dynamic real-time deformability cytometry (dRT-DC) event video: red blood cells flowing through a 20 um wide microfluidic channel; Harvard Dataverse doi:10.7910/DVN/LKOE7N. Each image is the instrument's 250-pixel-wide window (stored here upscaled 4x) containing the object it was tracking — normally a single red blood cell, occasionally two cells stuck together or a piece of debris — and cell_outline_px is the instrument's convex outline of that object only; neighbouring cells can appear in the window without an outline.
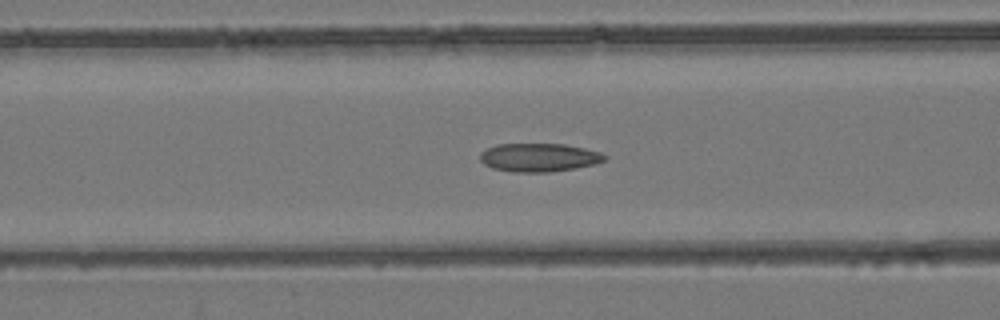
{"species": "common noctule bat (a hibernating species)", "species_latin": "Nyctalus noctula", "temperature_condition": "room temperature", "stored_images_in_passage": 52, "camera_frame_rate_fps": 3000, "um_per_image_px": 0.085, "animal": {"sex": "female", "body_mass_g": 24.6, "forearm_length_mm": 56.2}, "frame": {"image": 1, "passage_image": 21, "time_ms": 6.667, "image_size_px": [1000, 320], "cell_outline_px": [[608, 156], [604, 160], [596, 164], [576, 168], [548, 172], [512, 172], [492, 168], [484, 164], [480, 160], [480, 152], [496, 144], [564, 144], [584, 148], [600, 152]], "centroid_in_image_um": [45.81, 13.39], "position_along_channel_um": 120.8, "area_um2": 20.69}}
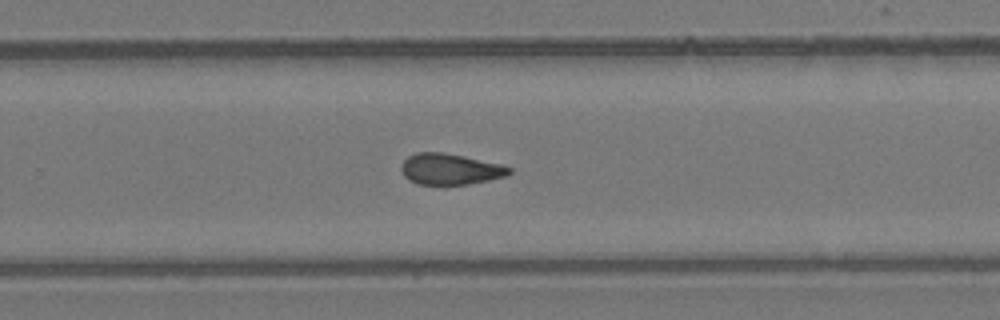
{"frame": {"image": 2, "passage_image": 34, "time_ms": 11.0, "image_size_px": [1000, 320], "cell_outline_px": [[512, 172], [508, 176], [468, 184], [416, 184], [408, 180], [404, 176], [400, 168], [400, 164], [408, 156], [416, 152], [440, 152], [464, 156], [500, 164], [512, 168]], "centroid_in_image_um": [38.24, 14.37], "position_along_channel_um": 291.6, "area_um2": 19.59}}
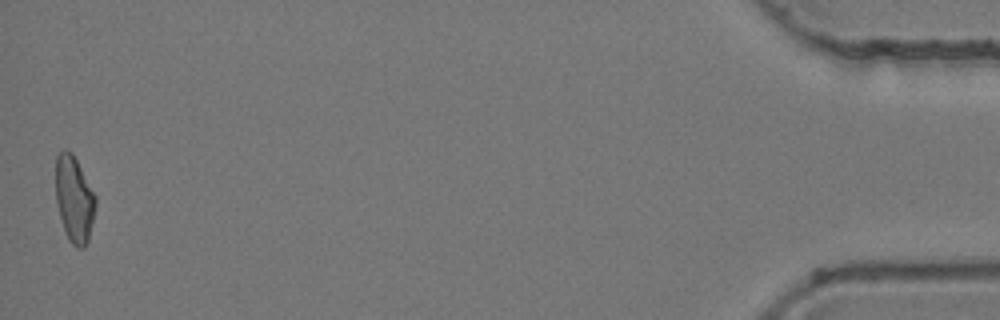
{"frame": {"image": 3, "passage_image": 52, "time_ms": 17.0, "image_size_px": [1000, 320], "cell_outline_px": [[96, 204], [88, 240], [84, 248], [76, 248], [68, 240], [56, 204], [56, 156], [64, 148], [72, 152], [96, 196]], "centroid_in_image_um": [6.3, 16.92], "position_along_channel_um": 428.9, "area_um2": 19.94}, "authors_computed_cell_mechanics": {"area_um2": 20.4034, "velocity_mm_per_s": 3.9463, "shape_relaxation_time_tau1_ms": null, "shape_relaxation_time_tau2_ms": 6.8535, "deformation_change_tau1": null, "deformation_change_tau2": 0.1555}}